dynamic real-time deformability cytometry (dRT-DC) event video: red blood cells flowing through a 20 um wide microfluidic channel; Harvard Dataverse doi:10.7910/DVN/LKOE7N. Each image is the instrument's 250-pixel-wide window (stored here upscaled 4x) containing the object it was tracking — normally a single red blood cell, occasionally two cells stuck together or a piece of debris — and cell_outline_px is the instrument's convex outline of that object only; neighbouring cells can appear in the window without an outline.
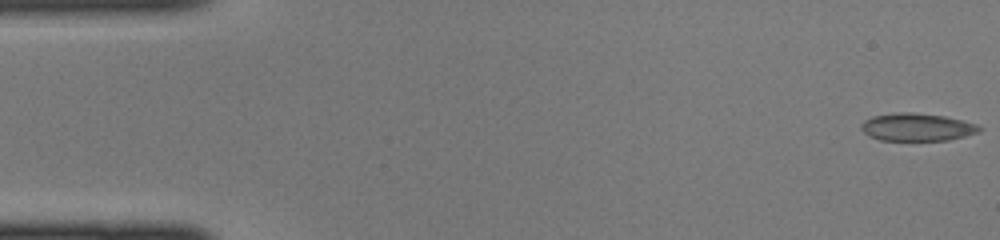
{"species": "common noctule bat (a hibernating species)", "species_latin": "Nyctalus noctula", "temperature_condition": "cold", "stored_images_in_passage": 28, "camera_frame_rate_fps": 3000, "um_per_image_px": 0.085, "animal": {"sex": "female", "body_mass_g": 22.0, "forearm_length_mm": 56.7}, "frame": {"image": 1, "passage_image": 1, "time_ms": 0.0, "image_size_px": [1000, 240], "cell_outline_px": [[980, 132], [948, 140], [880, 140], [868, 136], [860, 128], [860, 124], [864, 120], [872, 116], [896, 112], [912, 112], [944, 116], [976, 124], [980, 128]], "centroid_in_image_um": [77.88, 10.8], "position_along_channel_um": 7.1, "area_um2": 19.02}}
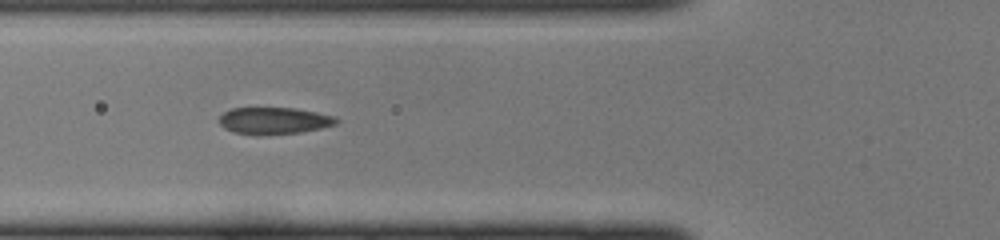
{"frame": {"image": 2, "passage_image": 16, "time_ms": 5.0, "image_size_px": [1000, 240], "cell_outline_px": [[340, 120], [336, 124], [320, 128], [300, 132], [256, 136], [232, 132], [224, 128], [220, 124], [220, 116], [224, 112], [232, 108], [292, 108], [316, 112], [332, 116]], "centroid_in_image_um": [23.25, 10.27], "position_along_channel_um": 102.5, "area_um2": 18.32}}
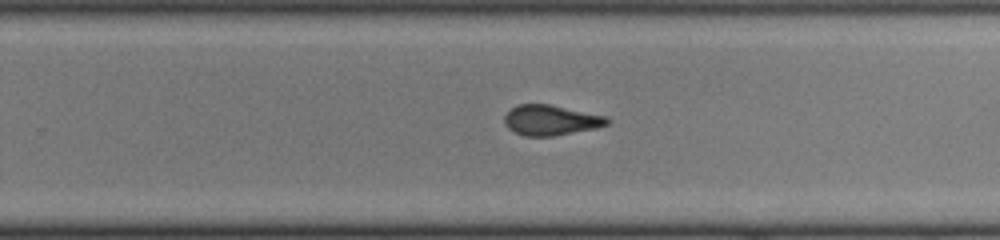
{"frame": {"image": 3, "passage_image": 28, "time_ms": 9.0, "image_size_px": [1000, 240], "cell_outline_px": [[608, 124], [596, 128], [552, 136], [524, 136], [512, 132], [504, 124], [504, 116], [516, 104], [548, 104], [608, 116]], "centroid_in_image_um": [46.79, 10.21], "position_along_channel_um": 283.0, "area_um2": 18.15}}